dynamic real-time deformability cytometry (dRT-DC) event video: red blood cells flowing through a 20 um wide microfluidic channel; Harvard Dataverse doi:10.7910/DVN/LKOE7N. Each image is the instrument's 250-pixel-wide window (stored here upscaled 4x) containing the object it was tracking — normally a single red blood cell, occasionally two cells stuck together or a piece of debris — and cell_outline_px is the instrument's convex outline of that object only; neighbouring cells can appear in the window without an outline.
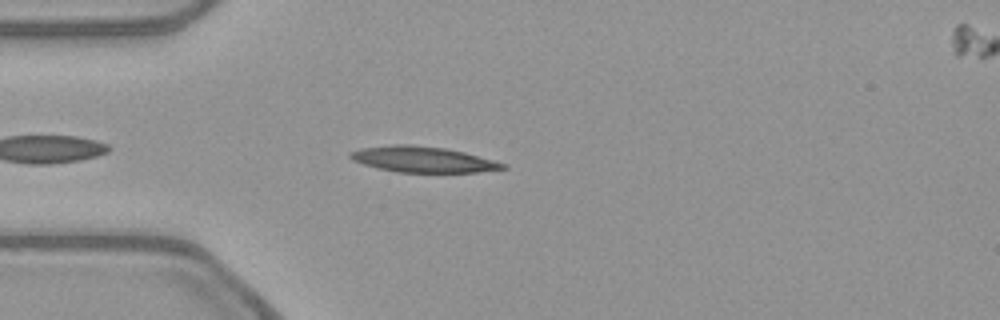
{"species": "common noctule bat (a hibernating species)", "species_latin": "Nyctalus noctula", "temperature_condition": "warm", "stored_images_in_passage": 43, "camera_frame_rate_fps": 3000, "um_per_image_px": 0.085, "animal": {"sex": "female", "body_mass_g": 21.9}, "frame": {"image": 1, "passage_image": 4, "time_ms": 1.0, "image_size_px": [1000, 320], "cell_outline_px": [[508, 168], [476, 172], [396, 172], [364, 164], [352, 160], [348, 156], [348, 152], [360, 148], [396, 144], [408, 144], [444, 148], [464, 152], [492, 160], [504, 164]], "centroid_in_image_um": [35.88, 13.54], "position_along_channel_um": 49.1, "area_um2": 22.66}}
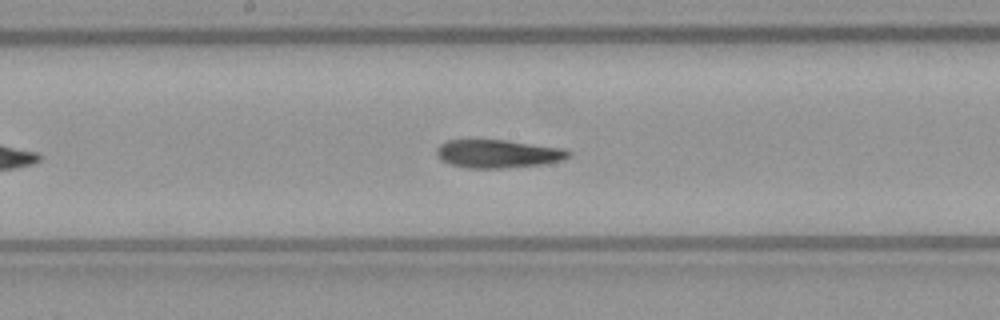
{"frame": {"image": 2, "passage_image": 17, "time_ms": 5.333, "image_size_px": [1000, 320], "cell_outline_px": [[572, 152], [564, 160], [544, 164], [500, 168], [468, 168], [452, 164], [440, 160], [436, 156], [436, 148], [440, 144], [448, 140], [508, 140], [564, 148]], "centroid_in_image_um": [42.33, 13.06], "position_along_channel_um": 205.9, "area_um2": 21.79}}
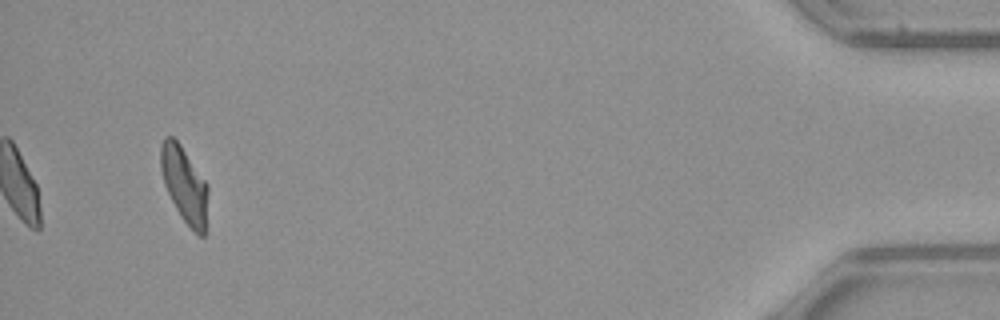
{"frame": {"image": 3, "passage_image": 40, "time_ms": 13.0, "image_size_px": [1000, 320], "cell_outline_px": [[208, 192], [204, 236], [200, 236], [180, 216], [164, 184], [160, 168], [160, 144], [164, 136], [172, 136], [180, 144], [208, 184]], "centroid_in_image_um": [15.65, 15.64], "position_along_channel_um": 419.5, "area_um2": 20.69}, "authors_computed_cell_mechanics": {"area_um2": 21.964, "velocity_mm_per_s": 3.8629, "shape_relaxation_time_tau1_ms": null, "shape_relaxation_time_tau2_ms": 6.0175, "deformation_change_tau1": null, "deformation_change_tau2": 0.1679}}